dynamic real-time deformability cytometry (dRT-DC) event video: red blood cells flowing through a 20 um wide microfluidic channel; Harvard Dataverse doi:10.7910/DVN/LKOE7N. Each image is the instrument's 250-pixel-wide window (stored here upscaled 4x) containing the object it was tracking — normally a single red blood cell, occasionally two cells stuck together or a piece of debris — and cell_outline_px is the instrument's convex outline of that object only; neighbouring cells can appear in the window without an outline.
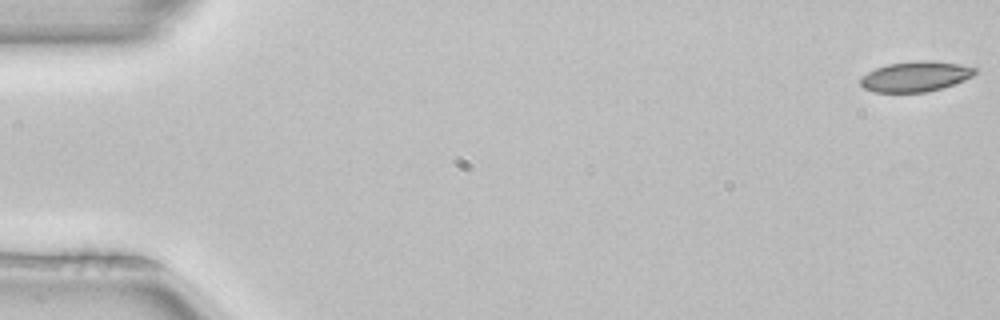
{"species": "common noctule bat (a hibernating species)", "species_latin": "Nyctalus noctula", "temperature_condition": "room temperature", "stored_images_in_passage": 4, "camera_frame_rate_fps": 3000, "um_per_image_px": 0.085, "animal": {"sex": "female", "body_mass_g": 22.7, "forearm_length_mm": 54.2}, "frame": {"image": 1, "passage_image": 1, "time_ms": 0.0, "image_size_px": [1000, 320], "cell_outline_px": [[980, 68], [972, 76], [964, 80], [940, 88], [924, 92], [872, 92], [864, 88], [860, 84], [860, 76], [876, 68], [888, 64], [920, 60], [928, 60], [960, 64]], "centroid_in_image_um": [77.81, 6.49], "position_along_channel_um": 7.2, "area_um2": 20.17}}
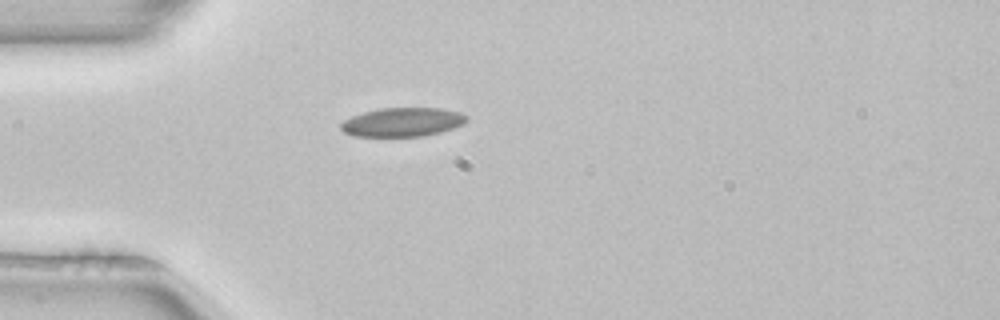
{"frame": {"image": 2, "passage_image": 4, "time_ms": 1.0, "image_size_px": [1000, 320], "cell_outline_px": [[468, 120], [464, 124], [440, 132], [424, 136], [352, 136], [344, 132], [340, 128], [340, 124], [344, 120], [352, 116], [364, 112], [380, 108], [440, 108], [460, 112], [468, 116]], "centroid_in_image_um": [34.22, 10.38], "position_along_channel_um": 50.8, "area_um2": 21.21}}